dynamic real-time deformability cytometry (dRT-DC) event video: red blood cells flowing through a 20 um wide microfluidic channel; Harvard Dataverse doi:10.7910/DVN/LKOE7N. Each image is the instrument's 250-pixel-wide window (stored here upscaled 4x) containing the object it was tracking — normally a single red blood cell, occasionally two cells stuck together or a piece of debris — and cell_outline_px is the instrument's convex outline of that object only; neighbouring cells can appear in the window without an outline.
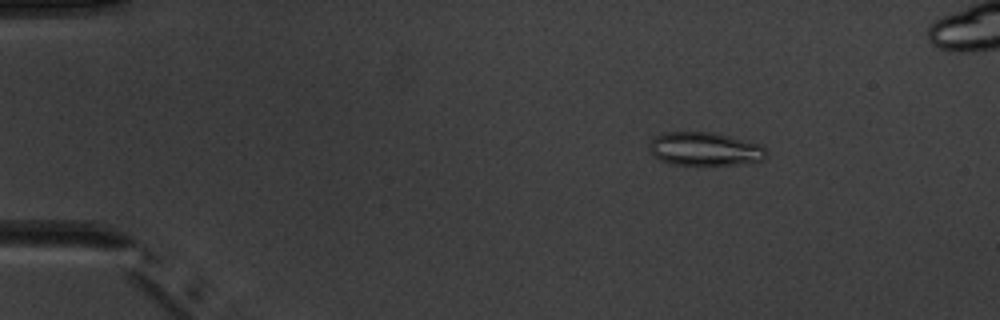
{"species": "common noctule bat (a hibernating species)", "species_latin": "Nyctalus noctula", "temperature_condition": "warm", "stored_images_in_passage": 6, "camera_frame_rate_fps": 3000, "um_per_image_px": 0.085, "animal": {"sex": "male", "body_mass_g": 20.1, "forearm_length_mm": 53.5}, "frame": {"image": 1, "passage_image": 3, "time_ms": 2.333, "image_size_px": [1000, 320], "cell_outline_px": [[768, 156], [764, 160], [740, 164], [672, 164], [660, 160], [652, 156], [652, 136], [664, 132], [712, 132], [760, 144], [768, 152]], "centroid_in_image_um": [59.93, 12.66], "position_along_channel_um": 25.1, "area_um2": 22.6}}